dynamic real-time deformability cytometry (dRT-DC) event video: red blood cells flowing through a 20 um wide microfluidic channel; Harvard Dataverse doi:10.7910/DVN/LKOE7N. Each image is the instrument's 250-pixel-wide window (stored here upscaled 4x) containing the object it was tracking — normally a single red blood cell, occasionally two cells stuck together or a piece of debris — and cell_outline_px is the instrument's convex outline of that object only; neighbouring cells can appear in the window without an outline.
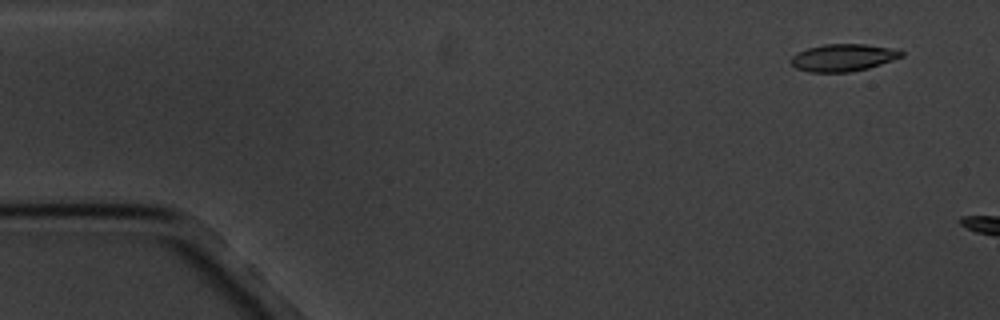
{"species": "common noctule bat (a hibernating species)", "species_latin": "Nyctalus noctula", "temperature_condition": "cold", "stored_images_in_passage": 3, "camera_frame_rate_fps": 3000, "um_per_image_px": 0.085, "animal": {"sex": "male", "body_mass_g": 20.1, "forearm_length_mm": 53.5}, "frame": {"image": 1, "passage_image": 1, "time_ms": 0.0, "image_size_px": [1000, 320], "cell_outline_px": [[904, 56], [868, 68], [852, 72], [808, 72], [796, 68], [788, 60], [792, 56], [808, 48], [824, 44], [864, 44], [888, 48], [904, 52]], "centroid_in_image_um": [71.63, 4.91], "position_along_channel_um": 13.4, "area_um2": 17.4}}